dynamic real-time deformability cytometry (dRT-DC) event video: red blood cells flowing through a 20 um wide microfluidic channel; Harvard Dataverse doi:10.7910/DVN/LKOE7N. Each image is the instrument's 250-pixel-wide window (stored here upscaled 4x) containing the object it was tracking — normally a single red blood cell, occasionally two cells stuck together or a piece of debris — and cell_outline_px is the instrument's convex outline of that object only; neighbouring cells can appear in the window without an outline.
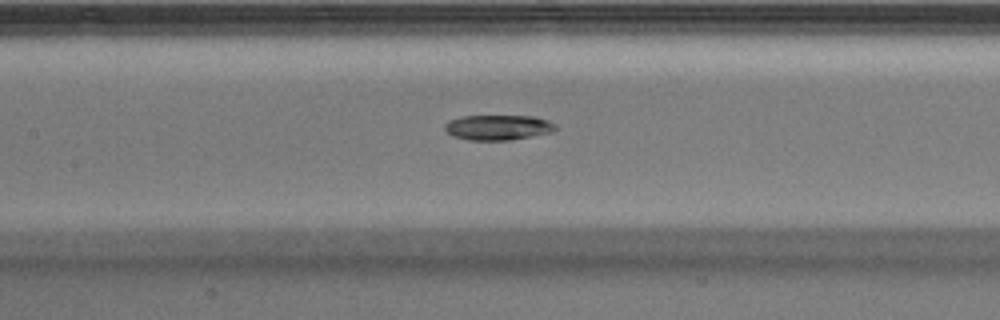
{"species": "Egyptian fruit bat (a non-hibernating species)", "species_latin": "Rousettus aegyptiacus", "temperature_condition": "warm", "stored_images_in_passage": 41, "camera_frame_rate_fps": 3000, "um_per_image_px": 0.085, "animal": {"sex": "male"}, "frame": {"image": 1, "passage_image": 21, "time_ms": 6.667, "image_size_px": [1000, 320], "cell_outline_px": [[556, 128], [552, 132], [512, 140], [468, 140], [452, 136], [444, 128], [444, 124], [448, 120], [460, 116], [532, 116], [548, 120], [556, 124]], "centroid_in_image_um": [42.31, 10.83], "position_along_channel_um": 165.1, "area_um2": 16.36}}
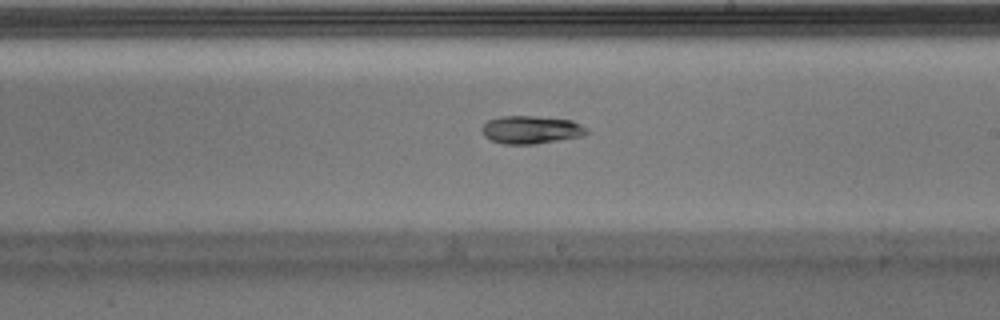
{"frame": {"image": 2, "passage_image": 27, "time_ms": 8.667, "image_size_px": [1000, 320], "cell_outline_px": [[588, 132], [580, 136], [532, 144], [504, 144], [492, 140], [484, 136], [480, 128], [488, 120], [500, 116], [536, 116], [572, 120], [588, 128]], "centroid_in_image_um": [45.11, 11.01], "position_along_channel_um": 243.9, "area_um2": 16.94}}
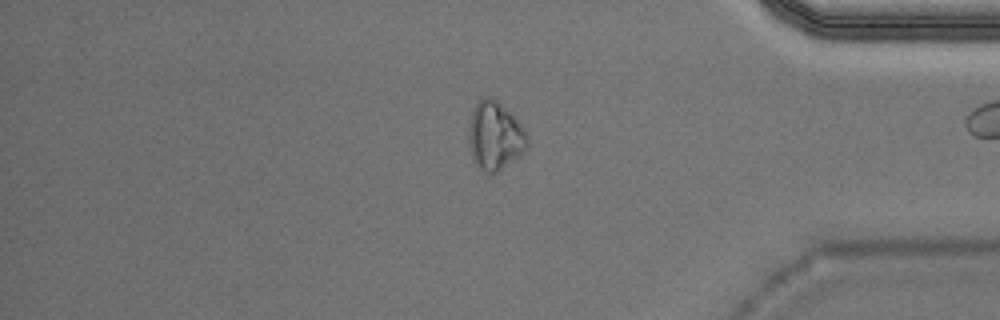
{"frame": {"image": 3, "passage_image": 40, "time_ms": 13.0, "image_size_px": [1000, 320], "cell_outline_px": [[528, 144], [516, 156], [496, 172], [484, 172], [472, 160], [468, 144], [468, 124], [472, 108], [480, 96], [492, 96], [520, 124], [528, 136]], "centroid_in_image_um": [41.98, 11.49], "position_along_channel_um": 393.2, "area_um2": 23.06}}